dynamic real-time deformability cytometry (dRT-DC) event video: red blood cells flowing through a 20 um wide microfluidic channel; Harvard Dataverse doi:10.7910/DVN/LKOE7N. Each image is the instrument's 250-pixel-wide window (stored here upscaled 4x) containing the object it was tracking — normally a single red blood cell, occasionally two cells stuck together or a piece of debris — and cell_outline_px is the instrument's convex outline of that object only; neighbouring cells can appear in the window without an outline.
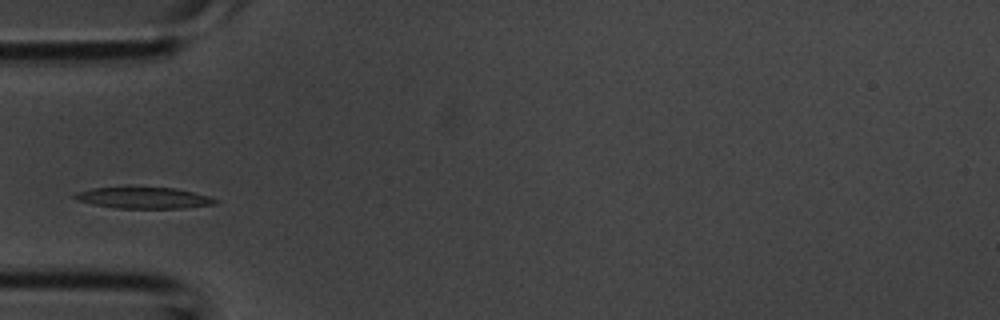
{"species": "common noctule bat (a hibernating species)", "species_latin": "Nyctalus noctula", "temperature_condition": "room temperature", "stored_images_in_passage": 1, "camera_frame_rate_fps": 3000, "um_per_image_px": 0.085, "animal": {"sex": "male", "body_mass_g": 20.1, "forearm_length_mm": 53.5}, "frame": {"image": 1, "passage_image": 1, "time_ms": 0.0, "image_size_px": [1000, 320], "cell_outline_px": [[220, 200], [216, 204], [184, 208], [116, 208], [76, 200], [72, 196], [72, 192], [92, 188], [176, 188], [208, 196]], "centroid_in_image_um": [12.21, 16.82], "position_along_channel_um": 72.8, "area_um2": 17.22}}